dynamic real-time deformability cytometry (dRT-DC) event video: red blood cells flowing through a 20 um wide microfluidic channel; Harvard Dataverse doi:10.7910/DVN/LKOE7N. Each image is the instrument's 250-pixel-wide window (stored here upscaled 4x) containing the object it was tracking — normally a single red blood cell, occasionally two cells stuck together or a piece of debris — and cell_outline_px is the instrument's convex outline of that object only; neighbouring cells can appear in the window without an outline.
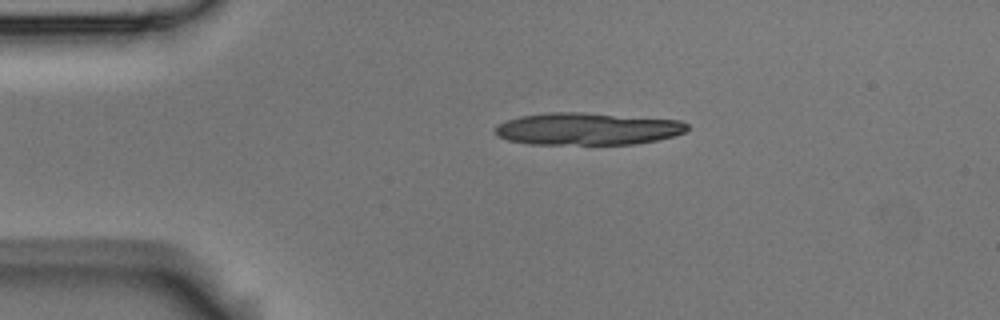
{"species": "Egyptian fruit bat (a non-hibernating species)", "species_latin": "Rousettus aegyptiacus", "temperature_condition": "room temperature", "stored_images_in_passage": 5, "segment_of_instrument_passage": [1, 2], "camera_frame_rate_fps": 3000, "um_per_image_px": 0.085, "animal": {"sex": "male"}, "frame": {"image": 1, "passage_image": 2, "time_ms": 0.333, "image_size_px": [1000, 320], "cell_outline_px": [[688, 128], [684, 132], [672, 136], [656, 140], [636, 144], [528, 144], [508, 140], [496, 136], [496, 124], [520, 116], [548, 112], [584, 112], [680, 120], [688, 124]], "centroid_in_image_um": [49.91, 10.95], "position_along_channel_um": 35.1, "area_um2": 36.18}}